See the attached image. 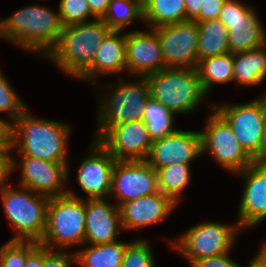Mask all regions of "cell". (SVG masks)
Masks as SVG:
<instances>
[{"label":"cell","mask_w":266,"mask_h":267,"mask_svg":"<svg viewBox=\"0 0 266 267\" xmlns=\"http://www.w3.org/2000/svg\"><path fill=\"white\" fill-rule=\"evenodd\" d=\"M108 199H85L84 245L105 244L118 240L117 235L122 230L120 210Z\"/></svg>","instance_id":"ffe728a7"},{"label":"cell","mask_w":266,"mask_h":267,"mask_svg":"<svg viewBox=\"0 0 266 267\" xmlns=\"http://www.w3.org/2000/svg\"><path fill=\"white\" fill-rule=\"evenodd\" d=\"M58 9L63 26L80 24L97 19L91 13L87 0H60Z\"/></svg>","instance_id":"d6a6232c"},{"label":"cell","mask_w":266,"mask_h":267,"mask_svg":"<svg viewBox=\"0 0 266 267\" xmlns=\"http://www.w3.org/2000/svg\"><path fill=\"white\" fill-rule=\"evenodd\" d=\"M226 0H204L200 10V22L219 19Z\"/></svg>","instance_id":"f35d334b"},{"label":"cell","mask_w":266,"mask_h":267,"mask_svg":"<svg viewBox=\"0 0 266 267\" xmlns=\"http://www.w3.org/2000/svg\"><path fill=\"white\" fill-rule=\"evenodd\" d=\"M24 267H44V246L38 244L28 255Z\"/></svg>","instance_id":"ab89813d"},{"label":"cell","mask_w":266,"mask_h":267,"mask_svg":"<svg viewBox=\"0 0 266 267\" xmlns=\"http://www.w3.org/2000/svg\"><path fill=\"white\" fill-rule=\"evenodd\" d=\"M137 80L127 82L119 78L111 86L107 83L103 85L106 94H101L99 98L98 130L93 139L96 140L109 127L143 120L144 108L151 97L150 87L146 77H138Z\"/></svg>","instance_id":"277c9868"},{"label":"cell","mask_w":266,"mask_h":267,"mask_svg":"<svg viewBox=\"0 0 266 267\" xmlns=\"http://www.w3.org/2000/svg\"><path fill=\"white\" fill-rule=\"evenodd\" d=\"M157 192L158 173L146 160L115 162L109 198H117L118 207L130 200Z\"/></svg>","instance_id":"4fadbf2b"},{"label":"cell","mask_w":266,"mask_h":267,"mask_svg":"<svg viewBox=\"0 0 266 267\" xmlns=\"http://www.w3.org/2000/svg\"><path fill=\"white\" fill-rule=\"evenodd\" d=\"M219 19L228 31L230 53L249 51L266 45V30L251 5L239 0H226Z\"/></svg>","instance_id":"30bf717a"},{"label":"cell","mask_w":266,"mask_h":267,"mask_svg":"<svg viewBox=\"0 0 266 267\" xmlns=\"http://www.w3.org/2000/svg\"><path fill=\"white\" fill-rule=\"evenodd\" d=\"M230 253L216 257H205L195 260L191 267H243L230 258Z\"/></svg>","instance_id":"8d00e7d4"},{"label":"cell","mask_w":266,"mask_h":267,"mask_svg":"<svg viewBox=\"0 0 266 267\" xmlns=\"http://www.w3.org/2000/svg\"><path fill=\"white\" fill-rule=\"evenodd\" d=\"M174 115L152 97L148 99L144 108L143 121L153 141L171 135L178 130L174 127Z\"/></svg>","instance_id":"f546056e"},{"label":"cell","mask_w":266,"mask_h":267,"mask_svg":"<svg viewBox=\"0 0 266 267\" xmlns=\"http://www.w3.org/2000/svg\"><path fill=\"white\" fill-rule=\"evenodd\" d=\"M143 9L149 28L186 22L184 0H145Z\"/></svg>","instance_id":"484cf974"},{"label":"cell","mask_w":266,"mask_h":267,"mask_svg":"<svg viewBox=\"0 0 266 267\" xmlns=\"http://www.w3.org/2000/svg\"><path fill=\"white\" fill-rule=\"evenodd\" d=\"M110 1L111 0H87L91 13L97 19H101L104 16Z\"/></svg>","instance_id":"b9f144b4"},{"label":"cell","mask_w":266,"mask_h":267,"mask_svg":"<svg viewBox=\"0 0 266 267\" xmlns=\"http://www.w3.org/2000/svg\"><path fill=\"white\" fill-rule=\"evenodd\" d=\"M236 175L246 180L237 212V222L243 231L266 219V158L255 159Z\"/></svg>","instance_id":"2e32d148"},{"label":"cell","mask_w":266,"mask_h":267,"mask_svg":"<svg viewBox=\"0 0 266 267\" xmlns=\"http://www.w3.org/2000/svg\"><path fill=\"white\" fill-rule=\"evenodd\" d=\"M9 83L0 69V113L5 112L8 118L15 121L27 106Z\"/></svg>","instance_id":"836d02e7"},{"label":"cell","mask_w":266,"mask_h":267,"mask_svg":"<svg viewBox=\"0 0 266 267\" xmlns=\"http://www.w3.org/2000/svg\"><path fill=\"white\" fill-rule=\"evenodd\" d=\"M96 140L116 161L146 160L153 143L143 120L109 127Z\"/></svg>","instance_id":"5bb4252c"},{"label":"cell","mask_w":266,"mask_h":267,"mask_svg":"<svg viewBox=\"0 0 266 267\" xmlns=\"http://www.w3.org/2000/svg\"><path fill=\"white\" fill-rule=\"evenodd\" d=\"M68 123L46 120L31 115L28 108L14 121V144L11 149L19 155L55 163H69Z\"/></svg>","instance_id":"3957f363"},{"label":"cell","mask_w":266,"mask_h":267,"mask_svg":"<svg viewBox=\"0 0 266 267\" xmlns=\"http://www.w3.org/2000/svg\"><path fill=\"white\" fill-rule=\"evenodd\" d=\"M144 22L143 3L138 0H111L102 21L112 31H123L134 20Z\"/></svg>","instance_id":"f1b7e54d"},{"label":"cell","mask_w":266,"mask_h":267,"mask_svg":"<svg viewBox=\"0 0 266 267\" xmlns=\"http://www.w3.org/2000/svg\"><path fill=\"white\" fill-rule=\"evenodd\" d=\"M158 190L176 205L180 203L183 190L190 184V164H171L157 171Z\"/></svg>","instance_id":"83f0119b"},{"label":"cell","mask_w":266,"mask_h":267,"mask_svg":"<svg viewBox=\"0 0 266 267\" xmlns=\"http://www.w3.org/2000/svg\"><path fill=\"white\" fill-rule=\"evenodd\" d=\"M111 31L101 19L64 26L45 58L66 75L80 78L93 65L96 51Z\"/></svg>","instance_id":"7a4b0ae2"},{"label":"cell","mask_w":266,"mask_h":267,"mask_svg":"<svg viewBox=\"0 0 266 267\" xmlns=\"http://www.w3.org/2000/svg\"><path fill=\"white\" fill-rule=\"evenodd\" d=\"M204 92L208 95L215 84L233 82V54L207 57L196 67Z\"/></svg>","instance_id":"4316f807"},{"label":"cell","mask_w":266,"mask_h":267,"mask_svg":"<svg viewBox=\"0 0 266 267\" xmlns=\"http://www.w3.org/2000/svg\"><path fill=\"white\" fill-rule=\"evenodd\" d=\"M135 239L128 243L121 267H155L156 261L149 243L140 238Z\"/></svg>","instance_id":"1f68e13d"},{"label":"cell","mask_w":266,"mask_h":267,"mask_svg":"<svg viewBox=\"0 0 266 267\" xmlns=\"http://www.w3.org/2000/svg\"><path fill=\"white\" fill-rule=\"evenodd\" d=\"M9 120V121H8ZM14 144V121L0 118V150H11Z\"/></svg>","instance_id":"74e56055"},{"label":"cell","mask_w":266,"mask_h":267,"mask_svg":"<svg viewBox=\"0 0 266 267\" xmlns=\"http://www.w3.org/2000/svg\"><path fill=\"white\" fill-rule=\"evenodd\" d=\"M164 68L161 44L153 28L126 32V72L146 77Z\"/></svg>","instance_id":"d6986e66"},{"label":"cell","mask_w":266,"mask_h":267,"mask_svg":"<svg viewBox=\"0 0 266 267\" xmlns=\"http://www.w3.org/2000/svg\"><path fill=\"white\" fill-rule=\"evenodd\" d=\"M202 155L200 131L178 129L175 133L154 140L146 159L155 170L171 164H190Z\"/></svg>","instance_id":"ac0fdd59"},{"label":"cell","mask_w":266,"mask_h":267,"mask_svg":"<svg viewBox=\"0 0 266 267\" xmlns=\"http://www.w3.org/2000/svg\"><path fill=\"white\" fill-rule=\"evenodd\" d=\"M212 110L205 130L200 131L202 155L209 152L218 165L236 174L253 164L254 159L243 149L228 122Z\"/></svg>","instance_id":"9c48e42d"},{"label":"cell","mask_w":266,"mask_h":267,"mask_svg":"<svg viewBox=\"0 0 266 267\" xmlns=\"http://www.w3.org/2000/svg\"><path fill=\"white\" fill-rule=\"evenodd\" d=\"M159 38L165 68H196L199 28L186 21L153 28Z\"/></svg>","instance_id":"7c38bea8"},{"label":"cell","mask_w":266,"mask_h":267,"mask_svg":"<svg viewBox=\"0 0 266 267\" xmlns=\"http://www.w3.org/2000/svg\"><path fill=\"white\" fill-rule=\"evenodd\" d=\"M210 105L228 122L243 149L254 160L263 158L264 113L260 101Z\"/></svg>","instance_id":"8fae6325"},{"label":"cell","mask_w":266,"mask_h":267,"mask_svg":"<svg viewBox=\"0 0 266 267\" xmlns=\"http://www.w3.org/2000/svg\"><path fill=\"white\" fill-rule=\"evenodd\" d=\"M72 263H78L75 251L69 253V251H56L44 247V267H71Z\"/></svg>","instance_id":"e575fe53"},{"label":"cell","mask_w":266,"mask_h":267,"mask_svg":"<svg viewBox=\"0 0 266 267\" xmlns=\"http://www.w3.org/2000/svg\"><path fill=\"white\" fill-rule=\"evenodd\" d=\"M186 21L200 22V10L204 0H184Z\"/></svg>","instance_id":"60d3db41"},{"label":"cell","mask_w":266,"mask_h":267,"mask_svg":"<svg viewBox=\"0 0 266 267\" xmlns=\"http://www.w3.org/2000/svg\"><path fill=\"white\" fill-rule=\"evenodd\" d=\"M199 28L198 62L229 53L228 31L220 19L197 22Z\"/></svg>","instance_id":"d4e9b609"},{"label":"cell","mask_w":266,"mask_h":267,"mask_svg":"<svg viewBox=\"0 0 266 267\" xmlns=\"http://www.w3.org/2000/svg\"><path fill=\"white\" fill-rule=\"evenodd\" d=\"M10 151L12 150H0V190L8 185L9 176L17 169L18 162Z\"/></svg>","instance_id":"d590c367"},{"label":"cell","mask_w":266,"mask_h":267,"mask_svg":"<svg viewBox=\"0 0 266 267\" xmlns=\"http://www.w3.org/2000/svg\"><path fill=\"white\" fill-rule=\"evenodd\" d=\"M242 230L238 222L234 225L220 222H201L188 228L179 239L169 240V245L191 265L195 260L216 257L233 250L237 233Z\"/></svg>","instance_id":"ba28073f"},{"label":"cell","mask_w":266,"mask_h":267,"mask_svg":"<svg viewBox=\"0 0 266 267\" xmlns=\"http://www.w3.org/2000/svg\"><path fill=\"white\" fill-rule=\"evenodd\" d=\"M126 71V32L111 31L96 51L93 65L79 78L96 84L104 75Z\"/></svg>","instance_id":"7402d4cb"},{"label":"cell","mask_w":266,"mask_h":267,"mask_svg":"<svg viewBox=\"0 0 266 267\" xmlns=\"http://www.w3.org/2000/svg\"><path fill=\"white\" fill-rule=\"evenodd\" d=\"M5 216L16 235L11 240L40 243L46 230L49 197L19 186L7 185L0 190Z\"/></svg>","instance_id":"52a82bcc"},{"label":"cell","mask_w":266,"mask_h":267,"mask_svg":"<svg viewBox=\"0 0 266 267\" xmlns=\"http://www.w3.org/2000/svg\"><path fill=\"white\" fill-rule=\"evenodd\" d=\"M83 245L76 251L80 267H121L128 242L114 241L98 245Z\"/></svg>","instance_id":"cb8c5ba5"},{"label":"cell","mask_w":266,"mask_h":267,"mask_svg":"<svg viewBox=\"0 0 266 267\" xmlns=\"http://www.w3.org/2000/svg\"><path fill=\"white\" fill-rule=\"evenodd\" d=\"M85 239V198L67 188V194L49 199L46 230L40 245L50 250L68 251L83 246Z\"/></svg>","instance_id":"5b68a950"},{"label":"cell","mask_w":266,"mask_h":267,"mask_svg":"<svg viewBox=\"0 0 266 267\" xmlns=\"http://www.w3.org/2000/svg\"><path fill=\"white\" fill-rule=\"evenodd\" d=\"M177 205L160 191L123 203L120 207L122 230H138L165 219Z\"/></svg>","instance_id":"44dd1931"},{"label":"cell","mask_w":266,"mask_h":267,"mask_svg":"<svg viewBox=\"0 0 266 267\" xmlns=\"http://www.w3.org/2000/svg\"><path fill=\"white\" fill-rule=\"evenodd\" d=\"M63 24L59 9L31 4L0 20V38L46 57L57 44Z\"/></svg>","instance_id":"6da1fadb"},{"label":"cell","mask_w":266,"mask_h":267,"mask_svg":"<svg viewBox=\"0 0 266 267\" xmlns=\"http://www.w3.org/2000/svg\"><path fill=\"white\" fill-rule=\"evenodd\" d=\"M150 95L174 114H190L204 102L196 68H164L146 76Z\"/></svg>","instance_id":"8992f818"},{"label":"cell","mask_w":266,"mask_h":267,"mask_svg":"<svg viewBox=\"0 0 266 267\" xmlns=\"http://www.w3.org/2000/svg\"><path fill=\"white\" fill-rule=\"evenodd\" d=\"M266 78V45L233 54V81L242 86L260 85Z\"/></svg>","instance_id":"603a6c76"},{"label":"cell","mask_w":266,"mask_h":267,"mask_svg":"<svg viewBox=\"0 0 266 267\" xmlns=\"http://www.w3.org/2000/svg\"><path fill=\"white\" fill-rule=\"evenodd\" d=\"M260 97V98H259ZM257 99L260 101L262 109H263V113H264V119L266 120V94L259 96Z\"/></svg>","instance_id":"f6af8a7d"},{"label":"cell","mask_w":266,"mask_h":267,"mask_svg":"<svg viewBox=\"0 0 266 267\" xmlns=\"http://www.w3.org/2000/svg\"><path fill=\"white\" fill-rule=\"evenodd\" d=\"M21 177L19 186L49 198L67 194L69 163H55L19 155ZM64 188V189H63Z\"/></svg>","instance_id":"9a60e30c"},{"label":"cell","mask_w":266,"mask_h":267,"mask_svg":"<svg viewBox=\"0 0 266 267\" xmlns=\"http://www.w3.org/2000/svg\"><path fill=\"white\" fill-rule=\"evenodd\" d=\"M89 148L77 169V181L87 199L109 198L116 160L98 140L94 139Z\"/></svg>","instance_id":"e0dca14e"},{"label":"cell","mask_w":266,"mask_h":267,"mask_svg":"<svg viewBox=\"0 0 266 267\" xmlns=\"http://www.w3.org/2000/svg\"><path fill=\"white\" fill-rule=\"evenodd\" d=\"M249 262V267H266V243L262 245L254 259Z\"/></svg>","instance_id":"7bdbcfd3"},{"label":"cell","mask_w":266,"mask_h":267,"mask_svg":"<svg viewBox=\"0 0 266 267\" xmlns=\"http://www.w3.org/2000/svg\"><path fill=\"white\" fill-rule=\"evenodd\" d=\"M38 244L34 241H7L0 247V267H24L27 255Z\"/></svg>","instance_id":"4dcf8cb0"},{"label":"cell","mask_w":266,"mask_h":267,"mask_svg":"<svg viewBox=\"0 0 266 267\" xmlns=\"http://www.w3.org/2000/svg\"><path fill=\"white\" fill-rule=\"evenodd\" d=\"M263 158H266V120L263 125Z\"/></svg>","instance_id":"ee69618b"}]
</instances>
